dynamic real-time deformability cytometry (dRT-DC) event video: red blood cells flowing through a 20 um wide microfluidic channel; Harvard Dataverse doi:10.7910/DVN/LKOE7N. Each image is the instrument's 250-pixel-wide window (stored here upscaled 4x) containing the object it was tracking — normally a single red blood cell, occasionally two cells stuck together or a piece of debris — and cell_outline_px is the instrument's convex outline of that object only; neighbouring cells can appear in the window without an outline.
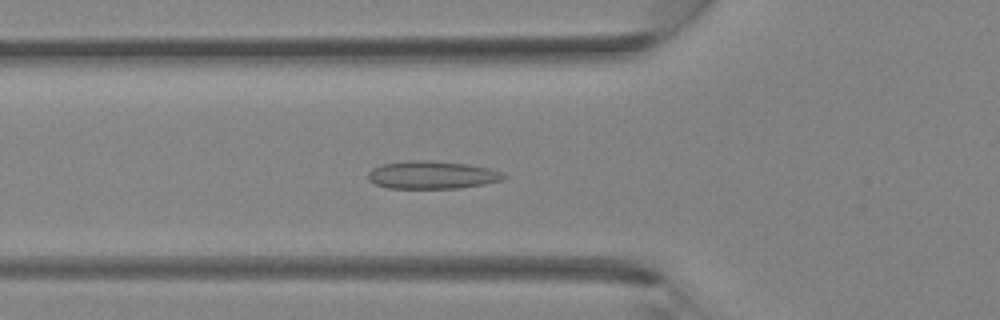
{"species": "Egyptian fruit bat (a non-hibernating species)", "species_latin": "Rousettus aegyptiacus", "temperature_condition": "room temperature", "stored_images_in_passage": 31, "camera_frame_rate_fps": 3000, "um_per_image_px": 0.085, "animal": {"sex": "female"}, "frame": {"image": 1, "passage_image": 8, "time_ms": 2.333, "image_size_px": [1000, 320], "cell_outline_px": [[508, 176], [504, 180], [484, 184], [460, 188], [388, 188], [376, 184], [368, 180], [368, 172], [372, 168], [380, 164], [408, 160], [420, 160], [468, 164], [488, 168], [500, 172]], "centroid_in_image_um": [36.7, 14.87], "position_along_channel_um": 89.1, "area_um2": 22.02}}
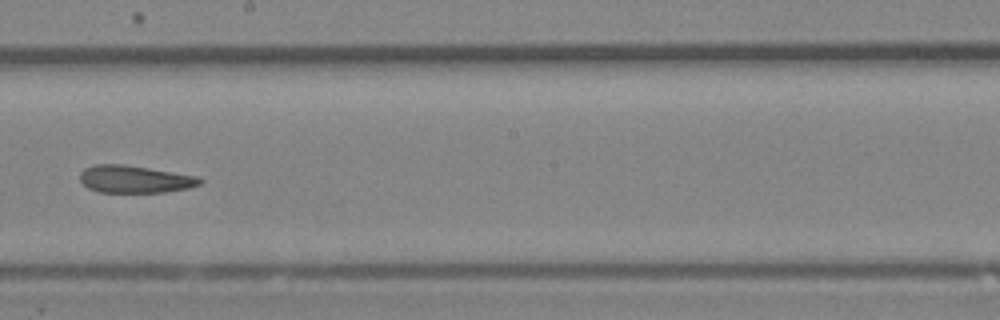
{"frame": {"image": 2, "passage_image": 16, "time_ms": 5.0, "image_size_px": [1000, 320], "cell_outline_px": [[204, 180], [200, 184], [188, 188], [164, 192], [100, 192], [88, 188], [80, 180], [80, 172], [84, 168], [92, 164], [124, 164], [200, 176]], "centroid_in_image_um": [11.47, 15.22], "position_along_channel_um": 236.7, "area_um2": 19.31}}
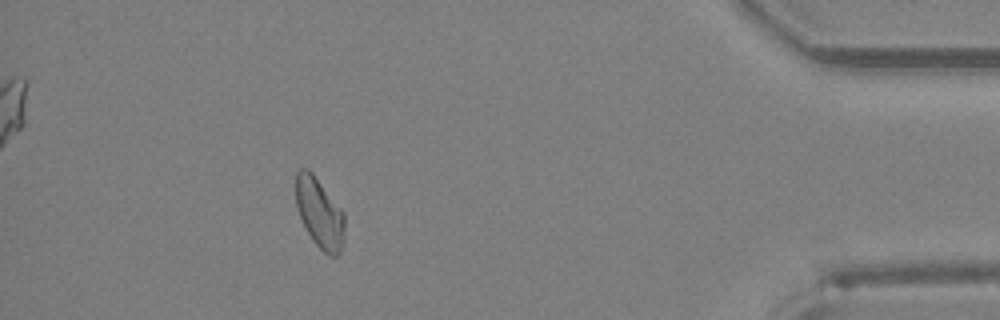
{"frame": {"image": 3, "passage_image": 28, "time_ms": 9.0, "image_size_px": [1000, 320], "cell_outline_px": [[344, 240], [340, 252], [336, 256], [332, 256], [324, 252], [312, 240], [300, 216], [296, 204], [296, 172], [300, 168], [308, 168], [312, 172], [344, 212]], "centroid_in_image_um": [27.17, 18.09], "position_along_channel_um": 408.0, "area_um2": 19.77}}